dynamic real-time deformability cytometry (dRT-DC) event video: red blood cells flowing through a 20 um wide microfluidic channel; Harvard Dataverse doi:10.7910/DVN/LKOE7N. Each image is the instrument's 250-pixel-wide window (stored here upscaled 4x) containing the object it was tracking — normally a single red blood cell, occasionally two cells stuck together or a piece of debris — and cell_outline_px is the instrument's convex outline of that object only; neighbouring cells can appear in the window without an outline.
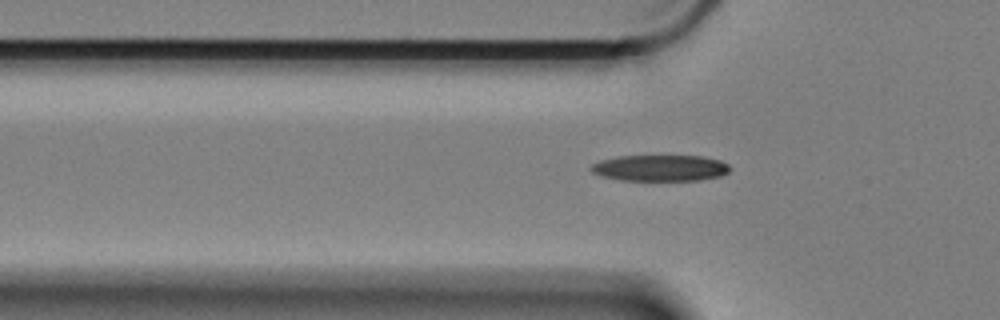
{"species": "Egyptian fruit bat (a non-hibernating species)", "species_latin": "Rousettus aegyptiacus", "temperature_condition": "cold", "stored_images_in_passage": 43, "camera_frame_rate_fps": 3000, "um_per_image_px": 0.085, "animal": {"sex": "female"}, "frame": {"image": 1, "passage_image": 7, "time_ms": 2.0, "image_size_px": [1000, 320], "cell_outline_px": [[732, 168], [728, 172], [720, 176], [700, 180], [620, 180], [600, 176], [592, 172], [588, 168], [592, 164], [600, 160], [620, 156], [704, 156], [720, 160], [728, 164]], "centroid_in_image_um": [56.11, 14.28], "position_along_channel_um": 69.7, "area_um2": 21.33}}
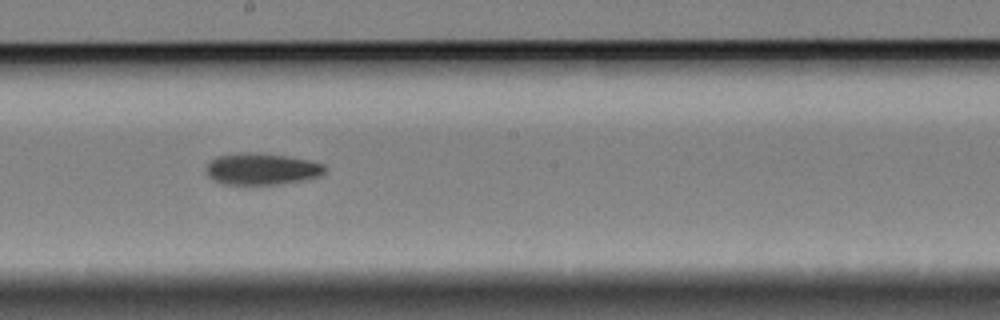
{"frame": {"image": 2, "passage_image": 21, "time_ms": 6.667, "image_size_px": [1000, 320], "cell_outline_px": [[324, 172], [320, 176], [300, 180], [276, 184], [224, 184], [212, 180], [208, 176], [208, 164], [216, 156], [248, 152], [252, 152], [284, 156], [308, 160], [324, 164]], "centroid_in_image_um": [22.22, 14.36], "position_along_channel_um": 226.0, "area_um2": 21.39}}
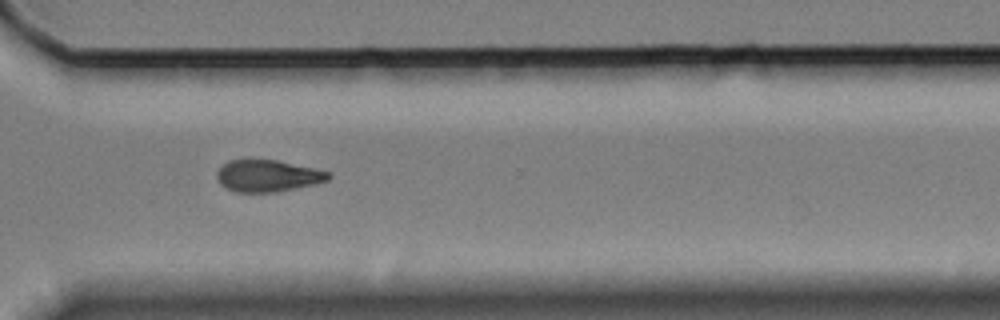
{"frame": {"image": 3, "passage_image": 32, "time_ms": 10.333, "image_size_px": [1000, 320], "cell_outline_px": [[332, 176], [328, 180], [312, 184], [276, 192], [236, 192], [220, 184], [216, 176], [216, 172], [228, 160], [244, 156], [252, 156], [276, 160], [312, 168], [328, 172]], "centroid_in_image_um": [22.66, 14.89], "position_along_channel_um": 347.9, "area_um2": 21.1}, "authors_computed_cell_mechanics": {"area_um2": 21.7906, "velocity_mm_per_s": 3.3346, "shape_relaxation_time_tau1_ms": 4.8452, "shape_relaxation_time_tau2_ms": null, "deformation_change_tau1": 0.1234, "deformation_change_tau2": null}}